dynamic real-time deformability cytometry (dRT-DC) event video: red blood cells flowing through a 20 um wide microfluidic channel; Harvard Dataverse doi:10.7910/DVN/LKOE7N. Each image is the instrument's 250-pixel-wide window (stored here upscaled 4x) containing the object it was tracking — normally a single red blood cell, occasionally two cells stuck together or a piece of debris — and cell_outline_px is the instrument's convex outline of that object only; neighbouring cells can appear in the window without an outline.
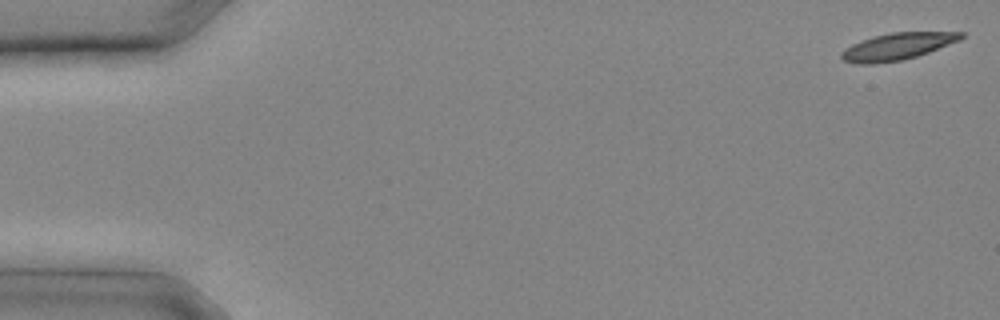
{"species": "common noctule bat (a hibernating species)", "species_latin": "Nyctalus noctula", "temperature_condition": "cold", "stored_images_in_passage": 10, "camera_frame_rate_fps": 3000, "um_per_image_px": 0.085, "animal": {"sex": "male", "body_mass_g": 20.4}, "frame": {"image": 1, "passage_image": 1, "time_ms": 0.0, "image_size_px": [1000, 320], "cell_outline_px": [[964, 36], [960, 40], [928, 52], [916, 56], [900, 60], [872, 64], [856, 64], [844, 60], [840, 56], [840, 52], [852, 44], [876, 36], [892, 32], [964, 32]], "centroid_in_image_um": [76.27, 3.95], "position_along_channel_um": 8.7, "area_um2": 18.44}}
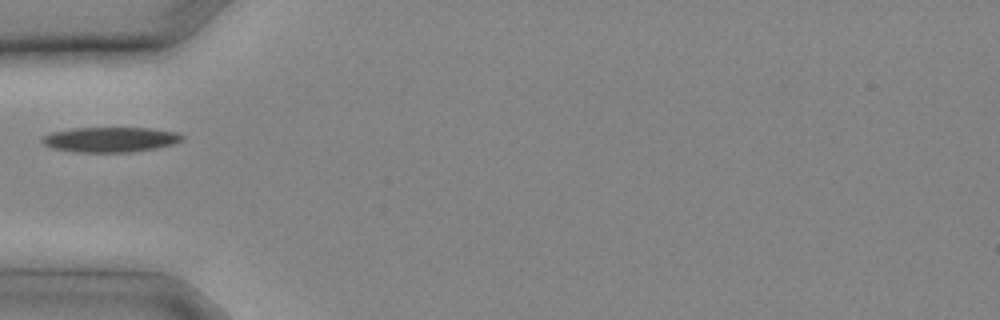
{"frame": {"image": 2, "passage_image": 9, "time_ms": 2.667, "image_size_px": [1000, 320], "cell_outline_px": [[184, 140], [176, 144], [156, 148], [132, 152], [76, 152], [52, 148], [44, 144], [40, 140], [44, 136], [52, 132], [76, 128], [152, 128], [176, 132], [184, 136]], "centroid_in_image_um": [9.43, 11.86], "position_along_channel_um": 75.6, "area_um2": 20.52}}